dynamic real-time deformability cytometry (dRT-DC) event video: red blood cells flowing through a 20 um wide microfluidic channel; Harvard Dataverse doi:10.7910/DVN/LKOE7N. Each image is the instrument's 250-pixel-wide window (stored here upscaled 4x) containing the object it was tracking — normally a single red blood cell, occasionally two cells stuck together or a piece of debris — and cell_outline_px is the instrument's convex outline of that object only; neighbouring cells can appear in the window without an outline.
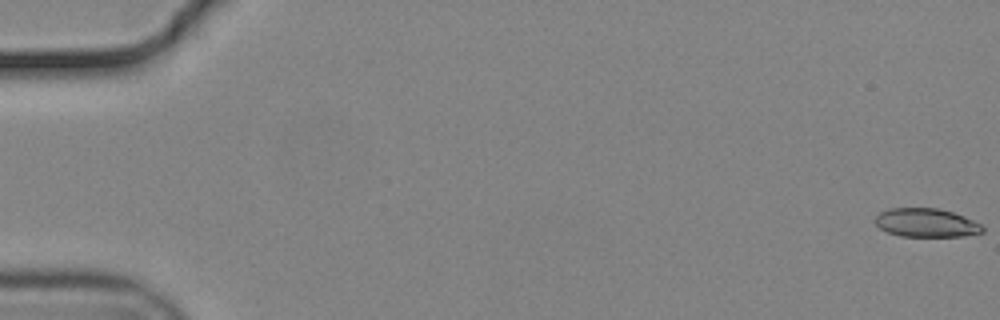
{"species": "common noctule bat (a hibernating species)", "species_latin": "Nyctalus noctula", "temperature_condition": "cold", "stored_images_in_passage": 56, "camera_frame_rate_fps": 3000, "um_per_image_px": 0.085, "animal": {"sex": "male", "body_mass_g": 19.2, "forearm_length_mm": 51.8}, "frame": {"image": 1, "passage_image": 1, "time_ms": 0.0, "image_size_px": [1000, 320], "cell_outline_px": [[984, 232], [964, 236], [900, 236], [888, 232], [880, 228], [876, 224], [876, 216], [880, 212], [888, 208], [940, 208], [964, 216], [980, 224], [984, 228]], "centroid_in_image_um": [78.74, 18.93], "position_along_channel_um": 6.3, "area_um2": 17.86}}
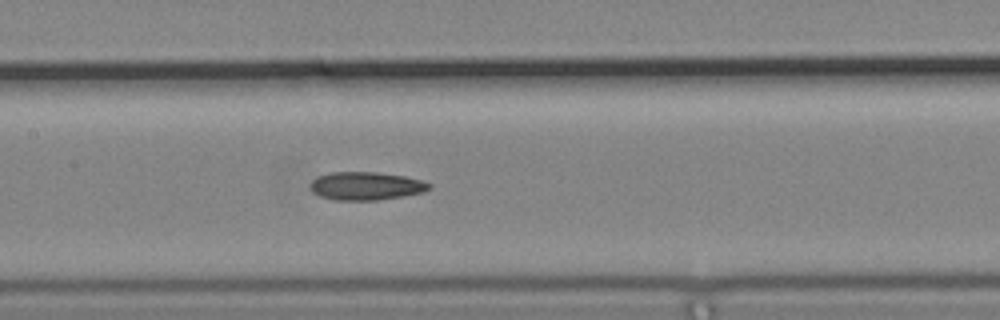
{"frame": {"image": 2, "passage_image": 28, "time_ms": 9.0, "image_size_px": [1000, 320], "cell_outline_px": [[432, 188], [424, 192], [404, 196], [376, 200], [336, 200], [320, 196], [312, 192], [312, 180], [316, 176], [332, 172], [376, 172], [404, 176], [420, 180], [432, 184]], "centroid_in_image_um": [31.13, 15.8], "position_along_channel_um": 176.3, "area_um2": 19.48}}
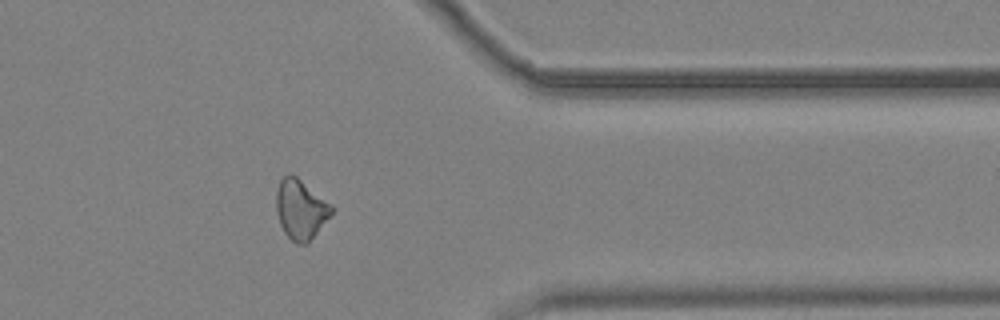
{"frame": {"image": 3, "passage_image": 46, "time_ms": 15.0, "image_size_px": [1000, 320], "cell_outline_px": [[332, 212], [308, 244], [296, 244], [284, 232], [280, 224], [276, 212], [276, 192], [280, 180], [288, 172], [292, 172], [332, 204]], "centroid_in_image_um": [25.53, 17.77], "position_along_channel_um": 385.9, "area_um2": 19.36}, "authors_computed_cell_mechanics": {"area_um2": 19.2474, "velocity_mm_per_s": 3.7194, "shape_relaxation_time_tau1_ms": 8.9876, "shape_relaxation_time_tau2_ms": null, "deformation_change_tau1": 0.186, "deformation_change_tau2": null}}